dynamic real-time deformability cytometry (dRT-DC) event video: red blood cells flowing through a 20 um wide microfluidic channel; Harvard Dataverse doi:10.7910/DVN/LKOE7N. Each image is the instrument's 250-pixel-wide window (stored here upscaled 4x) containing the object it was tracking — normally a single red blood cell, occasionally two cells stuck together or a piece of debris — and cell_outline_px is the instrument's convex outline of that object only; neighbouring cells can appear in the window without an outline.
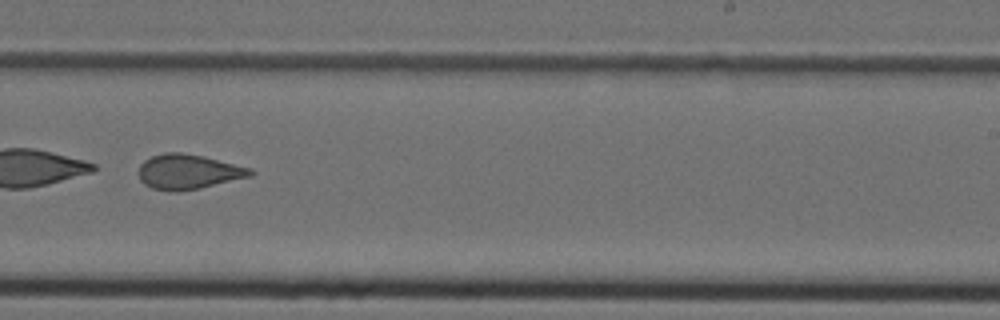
{"species": "Egyptian fruit bat (a non-hibernating species)", "species_latin": "Rousettus aegyptiacus", "temperature_condition": "cold", "stored_images_in_passage": 28, "camera_frame_rate_fps": 3000, "um_per_image_px": 0.085, "animal": {"sex": "female"}, "frame": {"image": 1, "passage_image": 16, "time_ms": 5.0, "image_size_px": [1000, 320], "cell_outline_px": [[256, 172], [252, 176], [200, 188], [176, 192], [168, 192], [152, 188], [144, 184], [140, 180], [140, 164], [144, 160], [152, 156], [164, 152], [180, 152], [204, 156], [252, 168]], "centroid_in_image_um": [16.02, 14.6], "position_along_channel_um": 273.0, "area_um2": 22.89}}